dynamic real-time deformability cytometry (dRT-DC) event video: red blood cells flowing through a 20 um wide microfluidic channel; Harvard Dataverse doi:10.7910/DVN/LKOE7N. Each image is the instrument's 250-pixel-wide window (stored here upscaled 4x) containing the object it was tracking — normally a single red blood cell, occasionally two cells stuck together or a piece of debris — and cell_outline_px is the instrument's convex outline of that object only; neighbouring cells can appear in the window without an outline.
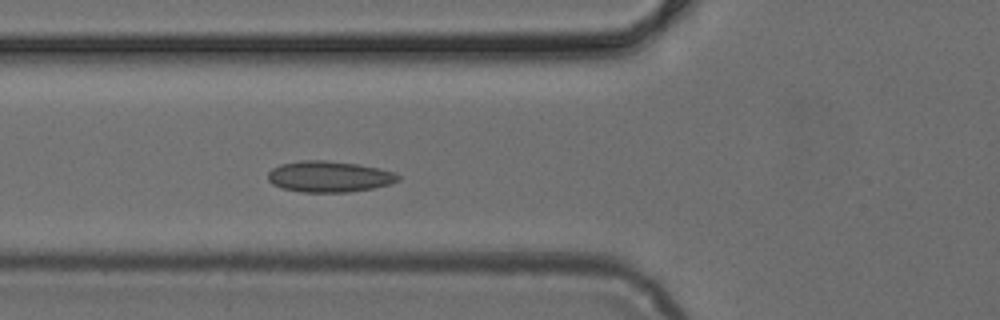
{"species": "common noctule bat (a hibernating species)", "species_latin": "Nyctalus noctula", "temperature_condition": "cold", "stored_images_in_passage": 3, "camera_frame_rate_fps": 3000, "um_per_image_px": 0.085, "animal": {"sex": "female", "body_mass_g": 24.6, "forearm_length_mm": 56.2}, "frame": {"image": 1, "passage_image": 3, "time_ms": 0.667, "image_size_px": [1000, 320], "cell_outline_px": [[400, 180], [388, 184], [372, 188], [348, 192], [300, 192], [284, 188], [272, 184], [268, 180], [268, 172], [272, 168], [280, 164], [304, 160], [324, 160], [356, 164], [380, 168], [396, 172], [400, 176]], "centroid_in_image_um": [27.98, 15.0], "position_along_channel_um": 97.8, "area_um2": 23.52}}